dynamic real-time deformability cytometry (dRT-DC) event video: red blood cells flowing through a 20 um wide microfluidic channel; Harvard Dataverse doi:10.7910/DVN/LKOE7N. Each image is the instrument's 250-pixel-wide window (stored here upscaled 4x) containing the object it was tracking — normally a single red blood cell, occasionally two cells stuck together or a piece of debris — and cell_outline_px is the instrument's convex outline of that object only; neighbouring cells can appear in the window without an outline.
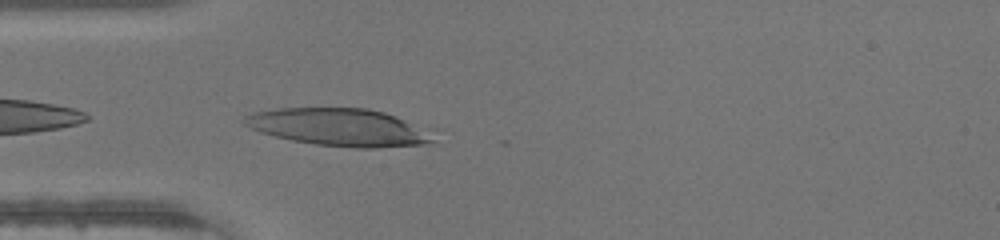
{"species": "human", "species_latin": "Homo sapiens", "temperature_condition": "warm", "stored_images_in_passage": 31, "camera_frame_rate_fps": 3000, "um_per_image_px": 0.085, "donor": {"sex": "male"}, "frame": {"image": 1, "passage_image": 2, "time_ms": 0.333, "image_size_px": [1000, 240], "cell_outline_px": [[436, 140], [428, 144], [372, 148], [356, 148], [316, 144], [292, 140], [260, 132], [244, 124], [240, 120], [244, 116], [252, 112], [276, 108], [368, 108], [384, 112], [400, 120]], "centroid_in_image_um": [28.63, 10.81], "position_along_channel_um": 56.4, "area_um2": 40.17}}
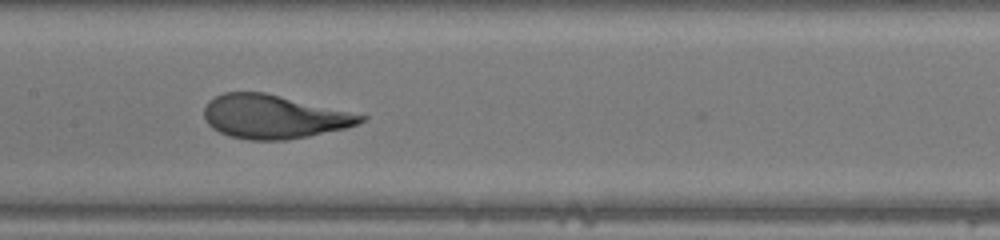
{"frame": {"image": 2, "passage_image": 11, "time_ms": 3.333, "image_size_px": [1000, 240], "cell_outline_px": [[368, 116], [364, 120], [356, 124], [344, 128], [308, 136], [284, 140], [248, 140], [228, 136], [212, 128], [208, 124], [204, 116], [204, 108], [208, 100], [224, 92], [264, 92]], "centroid_in_image_um": [23.21, 9.92], "position_along_channel_um": 184.2, "area_um2": 39.54}}
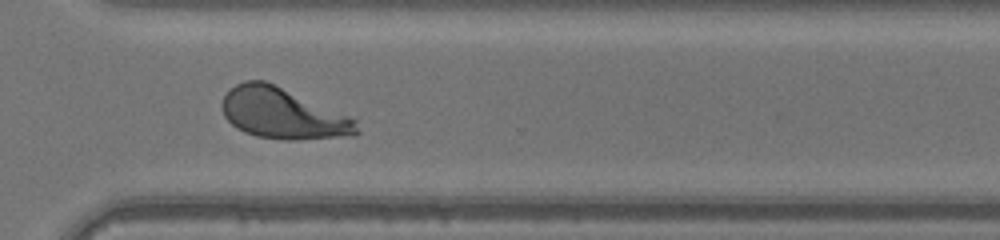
{"frame": {"image": 3, "passage_image": 22, "time_ms": 7.0, "image_size_px": [1000, 240], "cell_outline_px": [[360, 132], [356, 136], [296, 140], [284, 140], [256, 136], [244, 132], [236, 128], [224, 116], [220, 108], [220, 104], [224, 96], [236, 84], [244, 80], [264, 80], [348, 116], [356, 120]], "centroid_in_image_um": [24.01, 9.67], "position_along_channel_um": 346.6, "area_um2": 39.77}}